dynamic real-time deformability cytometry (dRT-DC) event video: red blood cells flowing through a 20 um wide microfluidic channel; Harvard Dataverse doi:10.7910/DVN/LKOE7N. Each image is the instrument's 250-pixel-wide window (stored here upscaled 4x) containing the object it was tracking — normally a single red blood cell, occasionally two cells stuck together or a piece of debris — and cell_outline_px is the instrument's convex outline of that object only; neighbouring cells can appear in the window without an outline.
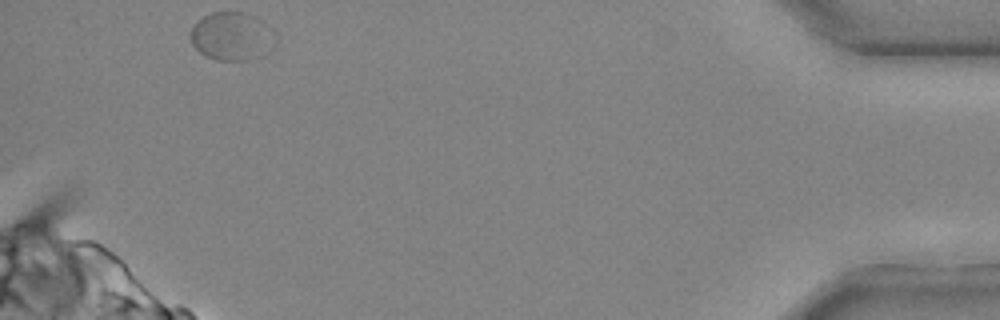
{"species": "common noctule bat (a hibernating species)", "species_latin": "Nyctalus noctula", "temperature_condition": "cold", "stored_images_in_passage": 21, "camera_frame_rate_fps": 3000, "um_per_image_px": 0.085, "animal": {"sex": "male", "body_mass_g": 20.4}, "frame": {"image": 1, "passage_image": 21, "time_ms": 6.667, "image_size_px": [1000, 320], "cell_outline_px": [[276, 44], [264, 56], [248, 60], [216, 60], [204, 56], [192, 44], [192, 28], [196, 20], [212, 12], [244, 12], [256, 16], [268, 28], [276, 40]], "centroid_in_image_um": [19.71, 3.1], "position_along_channel_um": 415.5, "area_um2": 23.87}}